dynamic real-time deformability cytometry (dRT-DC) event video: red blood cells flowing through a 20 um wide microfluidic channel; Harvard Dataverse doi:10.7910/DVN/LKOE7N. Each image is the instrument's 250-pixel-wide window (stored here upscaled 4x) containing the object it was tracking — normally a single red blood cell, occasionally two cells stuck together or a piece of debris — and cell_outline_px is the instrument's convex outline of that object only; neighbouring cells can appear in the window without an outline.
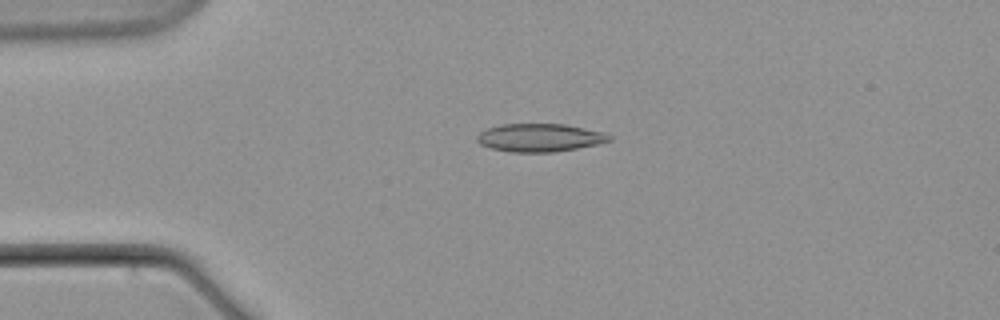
{"species": "common noctule bat (a hibernating species)", "species_latin": "Nyctalus noctula", "temperature_condition": "warm", "stored_images_in_passage": 3, "camera_frame_rate_fps": 3000, "um_per_image_px": 0.085, "animal": {"sex": "male", "body_mass_g": 21.5, "forearm_length_mm": 52.0}, "frame": {"image": 1, "passage_image": 2, "time_ms": 2.0, "image_size_px": [1000, 320], "cell_outline_px": [[612, 140], [596, 144], [576, 148], [552, 152], [508, 152], [492, 148], [480, 144], [476, 140], [476, 136], [484, 128], [504, 124], [564, 124], [604, 132], [612, 136]], "centroid_in_image_um": [45.84, 11.69], "position_along_channel_um": 39.2, "area_um2": 21.62}}